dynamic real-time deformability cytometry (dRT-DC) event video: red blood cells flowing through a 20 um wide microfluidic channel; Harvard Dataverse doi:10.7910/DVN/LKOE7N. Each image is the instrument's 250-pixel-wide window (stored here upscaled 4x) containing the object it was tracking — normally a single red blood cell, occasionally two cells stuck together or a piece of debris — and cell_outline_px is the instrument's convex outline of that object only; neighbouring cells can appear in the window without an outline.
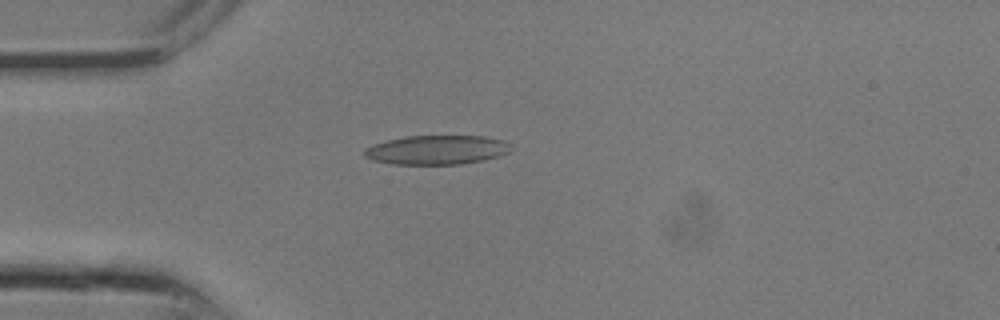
{"species": "common noctule bat (a hibernating species)", "species_latin": "Nyctalus noctula", "temperature_condition": "room temperature", "stored_images_in_passage": 11, "camera_frame_rate_fps": 3000, "um_per_image_px": 0.085, "animal": {"sex": "male", "body_mass_g": 13.3}, "frame": {"image": 1, "passage_image": 7, "time_ms": 2.0, "image_size_px": [1000, 320], "cell_outline_px": [[512, 148], [508, 152], [484, 160], [460, 164], [392, 164], [372, 160], [364, 156], [364, 148], [372, 144], [384, 140], [404, 136], [484, 136], [504, 140]], "centroid_in_image_um": [37.07, 12.73], "position_along_channel_um": 47.9, "area_um2": 25.03}}
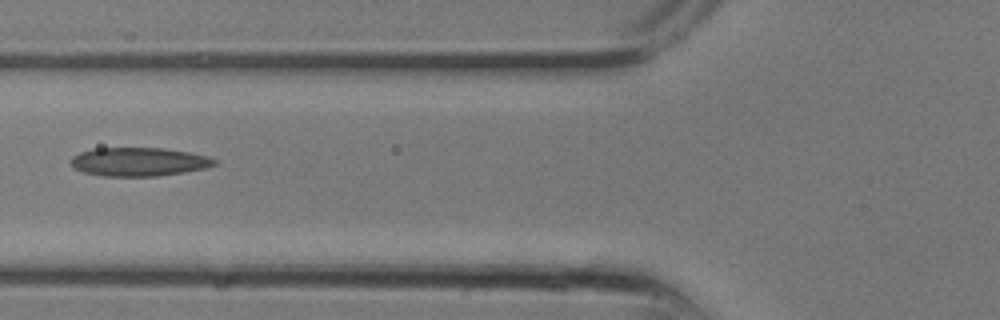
{"frame": {"image": 2, "passage_image": 10, "time_ms": 3.0, "image_size_px": [1000, 320], "cell_outline_px": [[220, 164], [204, 168], [184, 172], [156, 176], [100, 176], [84, 172], [76, 168], [68, 160], [72, 156], [80, 152], [96, 148], [164, 148], [188, 152], [208, 156], [216, 160]], "centroid_in_image_um": [11.81, 13.75], "position_along_channel_um": 114.0, "area_um2": 23.99}}